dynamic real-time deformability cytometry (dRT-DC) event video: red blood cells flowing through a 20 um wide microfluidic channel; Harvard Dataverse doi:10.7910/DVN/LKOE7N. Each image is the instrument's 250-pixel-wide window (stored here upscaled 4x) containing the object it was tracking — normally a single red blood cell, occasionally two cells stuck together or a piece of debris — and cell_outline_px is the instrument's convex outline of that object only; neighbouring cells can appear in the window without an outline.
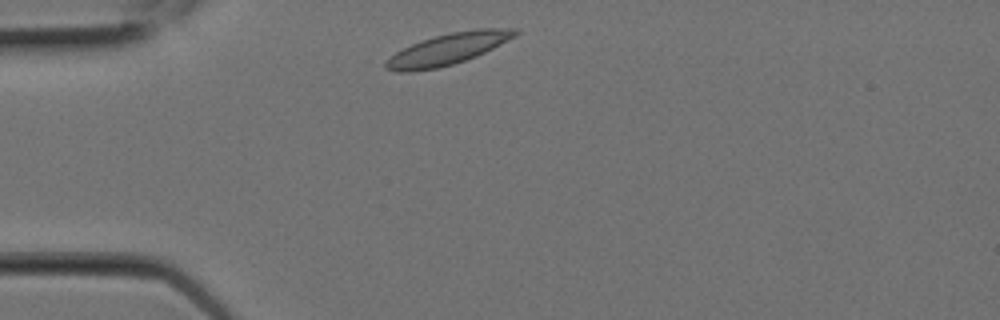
{"species": "Egyptian fruit bat (a non-hibernating species)", "species_latin": "Rousettus aegyptiacus", "temperature_condition": "room temperature", "stored_images_in_passage": 3, "camera_frame_rate_fps": 3000, "um_per_image_px": 0.085, "animal": {"sex": "female"}, "frame": {"image": 1, "passage_image": 1, "time_ms": 0.0, "image_size_px": [1000, 320], "cell_outline_px": [[520, 32], [516, 36], [476, 56], [452, 64], [436, 68], [412, 72], [400, 72], [384, 68], [384, 64], [396, 52], [412, 44], [436, 36], [452, 32], [476, 28], [516, 28]], "centroid_in_image_um": [38.1, 4.16], "position_along_channel_um": 46.9, "area_um2": 23.18}}
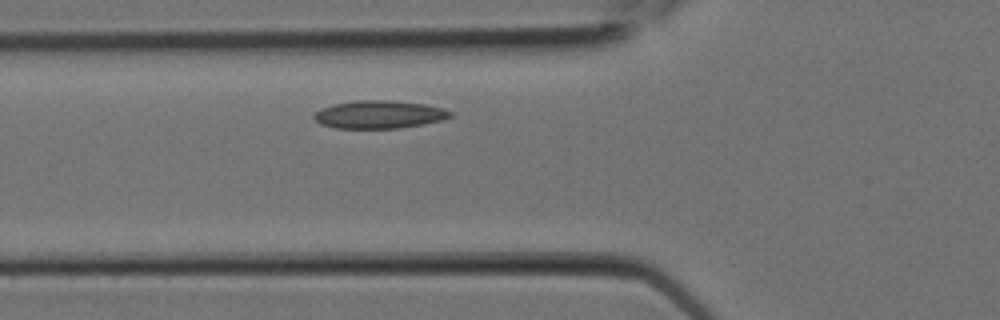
{"frame": {"image": 2, "passage_image": 3, "time_ms": 0.667, "image_size_px": [1000, 320], "cell_outline_px": [[452, 116], [444, 120], [424, 124], [400, 128], [336, 128], [320, 124], [312, 116], [320, 108], [332, 104], [356, 100], [392, 100], [424, 104], [444, 108], [452, 112]], "centroid_in_image_um": [32.24, 9.73], "position_along_channel_um": 93.6, "area_um2": 22.37}}